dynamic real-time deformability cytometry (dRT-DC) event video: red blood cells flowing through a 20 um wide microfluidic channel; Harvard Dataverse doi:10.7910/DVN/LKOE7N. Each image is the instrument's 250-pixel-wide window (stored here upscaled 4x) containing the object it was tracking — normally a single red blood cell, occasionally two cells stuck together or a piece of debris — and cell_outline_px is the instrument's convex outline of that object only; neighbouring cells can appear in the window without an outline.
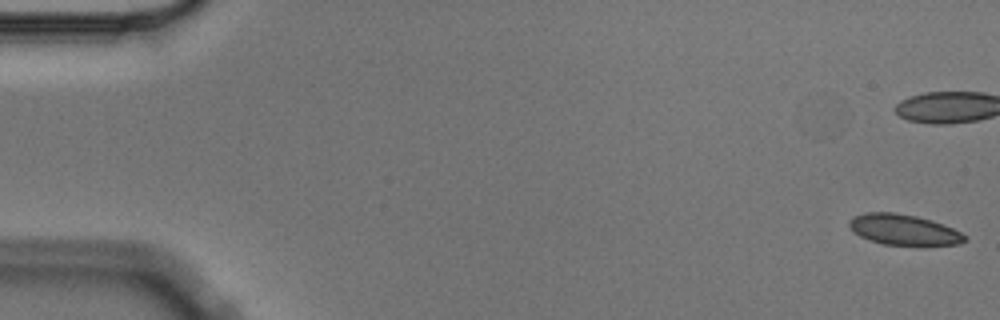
{"species": "Egyptian fruit bat (a non-hibernating species)", "species_latin": "Rousettus aegyptiacus", "temperature_condition": "cold", "stored_images_in_passage": 10, "camera_frame_rate_fps": 3000, "um_per_image_px": 0.085, "animal": {"sex": "male"}, "frame": {"image": 1, "passage_image": 1, "time_ms": 0.0, "image_size_px": [1000, 320], "cell_outline_px": [[968, 240], [960, 244], [924, 248], [916, 248], [884, 244], [868, 240], [860, 236], [848, 224], [856, 216], [868, 212], [896, 212], [916, 216], [932, 220], [952, 228], [968, 236]], "centroid_in_image_um": [76.94, 19.59], "position_along_channel_um": 8.1, "area_um2": 21.39}}
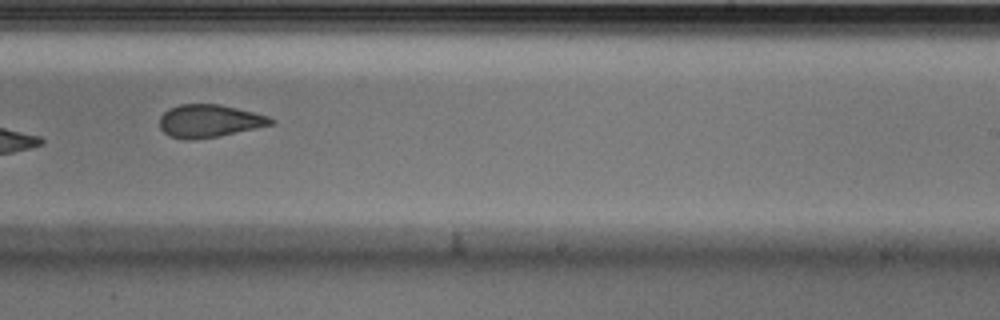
{"frame": {"image": 2, "passage_image": 10, "time_ms": 3.0, "image_size_px": [1000, 320], "cell_outline_px": [[276, 120], [272, 124], [220, 136], [192, 140], [184, 140], [168, 136], [160, 128], [160, 116], [168, 108], [180, 104], [220, 104], [268, 116]], "centroid_in_image_um": [17.74, 10.29], "position_along_channel_um": 271.3, "area_um2": 21.27}}